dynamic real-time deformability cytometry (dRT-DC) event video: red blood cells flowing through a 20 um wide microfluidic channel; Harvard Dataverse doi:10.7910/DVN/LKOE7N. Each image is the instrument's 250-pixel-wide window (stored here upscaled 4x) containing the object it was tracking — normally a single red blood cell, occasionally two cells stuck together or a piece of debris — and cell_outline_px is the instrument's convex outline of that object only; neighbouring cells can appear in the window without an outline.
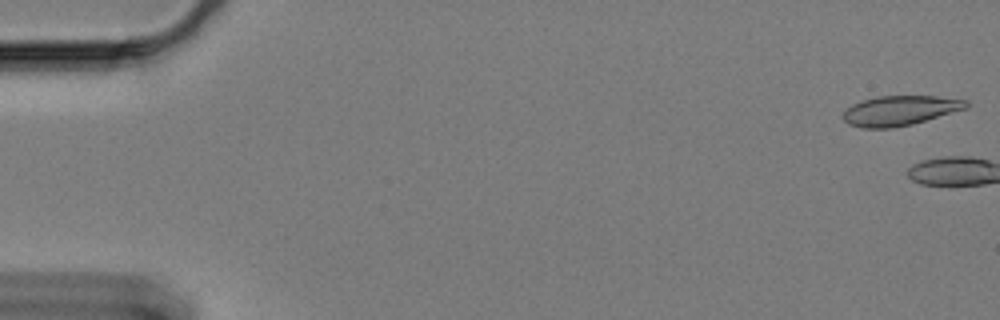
{"species": "Egyptian fruit bat (a non-hibernating species)", "species_latin": "Rousettus aegyptiacus", "temperature_condition": "cold", "stored_images_in_passage": 3, "camera_frame_rate_fps": 3000, "um_per_image_px": 0.085, "animal": {"sex": "female"}, "frame": {"image": 1, "passage_image": 1, "time_ms": 0.0, "image_size_px": [1000, 320], "cell_outline_px": [[968, 108], [912, 124], [892, 128], [860, 128], [848, 124], [844, 120], [844, 112], [852, 104], [876, 96], [936, 96], [968, 100]], "centroid_in_image_um": [76.51, 9.4], "position_along_channel_um": 8.5, "area_um2": 21.33}}